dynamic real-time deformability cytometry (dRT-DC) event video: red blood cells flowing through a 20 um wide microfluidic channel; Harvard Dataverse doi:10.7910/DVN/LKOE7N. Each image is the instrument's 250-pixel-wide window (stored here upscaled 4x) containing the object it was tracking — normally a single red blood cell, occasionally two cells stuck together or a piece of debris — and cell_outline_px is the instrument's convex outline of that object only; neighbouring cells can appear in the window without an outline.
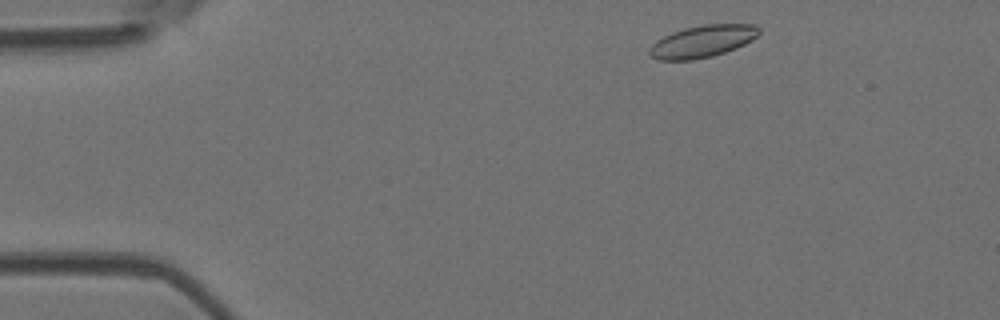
{"species": "Egyptian fruit bat (a non-hibernating species)", "species_latin": "Rousettus aegyptiacus", "temperature_condition": "room temperature", "stored_images_in_passage": 9, "camera_frame_rate_fps": 3000, "um_per_image_px": 0.085, "animal": {"sex": "female"}, "frame": {"image": 1, "passage_image": 2, "time_ms": 0.333, "image_size_px": [1000, 320], "cell_outline_px": [[760, 32], [752, 40], [736, 48], [712, 56], [692, 60], [660, 60], [648, 56], [648, 48], [656, 40], [672, 32], [684, 28], [704, 24], [756, 24], [760, 28]], "centroid_in_image_um": [59.68, 3.51], "position_along_channel_um": 25.3, "area_um2": 20.63}}